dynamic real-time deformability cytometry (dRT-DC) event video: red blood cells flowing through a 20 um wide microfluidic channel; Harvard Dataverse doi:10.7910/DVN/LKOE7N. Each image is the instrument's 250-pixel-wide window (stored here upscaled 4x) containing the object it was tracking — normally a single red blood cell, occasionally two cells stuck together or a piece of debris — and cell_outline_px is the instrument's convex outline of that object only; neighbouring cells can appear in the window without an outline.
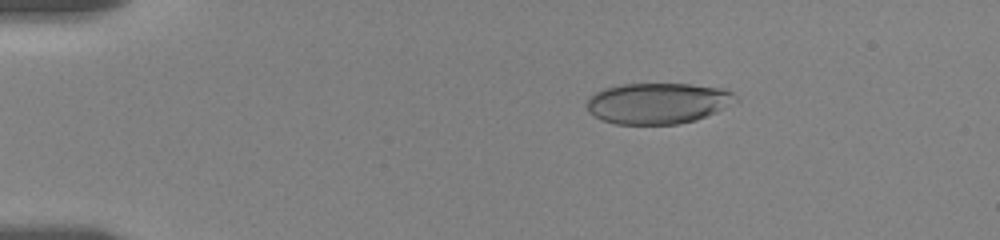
{"species": "human", "species_latin": "Homo sapiens", "temperature_condition": "room temperature", "stored_images_in_passage": 32, "camera_frame_rate_fps": 3000, "um_per_image_px": 0.085, "donor": {"sex": "female"}, "frame": {"image": 1, "passage_image": 3, "time_ms": 2.0, "image_size_px": [1000, 240], "cell_outline_px": [[740, 100], [716, 112], [696, 120], [680, 124], [616, 124], [600, 120], [588, 112], [584, 104], [588, 96], [604, 88], [620, 84], [692, 84], [720, 88], [732, 92]], "centroid_in_image_um": [55.87, 8.78], "position_along_channel_um": 29.1, "area_um2": 35.95}}
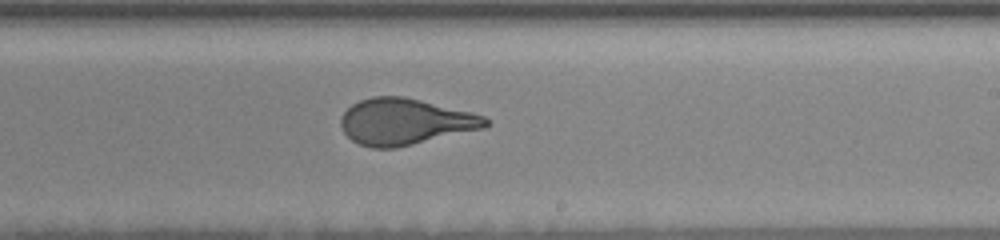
{"frame": {"image": 2, "passage_image": 18, "time_ms": 10.333, "image_size_px": [1000, 240], "cell_outline_px": [[488, 128], [396, 148], [372, 148], [360, 144], [352, 140], [344, 132], [340, 124], [340, 120], [344, 112], [352, 104], [360, 100], [372, 96], [404, 96], [472, 112], [484, 116], [488, 120]], "centroid_in_image_um": [34.45, 10.35], "position_along_channel_um": 254.5, "area_um2": 39.25}}
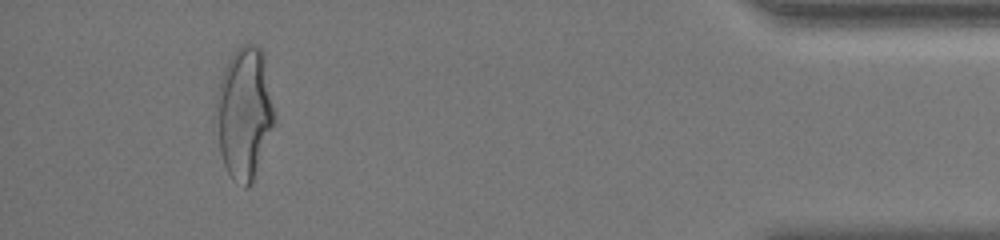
{"frame": {"image": 3, "passage_image": 30, "time_ms": 16.333, "image_size_px": [1000, 240], "cell_outline_px": [[276, 120], [252, 180], [248, 188], [244, 188], [236, 184], [232, 180], [224, 164], [220, 152], [216, 104], [216, 96], [220, 76], [224, 68], [236, 48], [240, 44], [256, 44], [264, 52], [276, 116]], "centroid_in_image_um": [20.78, 9.56], "position_along_channel_um": 414.4, "area_um2": 44.91}, "authors_computed_cell_mechanics": {"area_um2": 39.2173, "velocity_mm_per_s": 3.5504, "shape_relaxation_time_tau1_ms": 4.3549, "shape_relaxation_time_tau2_ms": null, "deformation_change_tau1": 0.1869, "deformation_change_tau2": null}}